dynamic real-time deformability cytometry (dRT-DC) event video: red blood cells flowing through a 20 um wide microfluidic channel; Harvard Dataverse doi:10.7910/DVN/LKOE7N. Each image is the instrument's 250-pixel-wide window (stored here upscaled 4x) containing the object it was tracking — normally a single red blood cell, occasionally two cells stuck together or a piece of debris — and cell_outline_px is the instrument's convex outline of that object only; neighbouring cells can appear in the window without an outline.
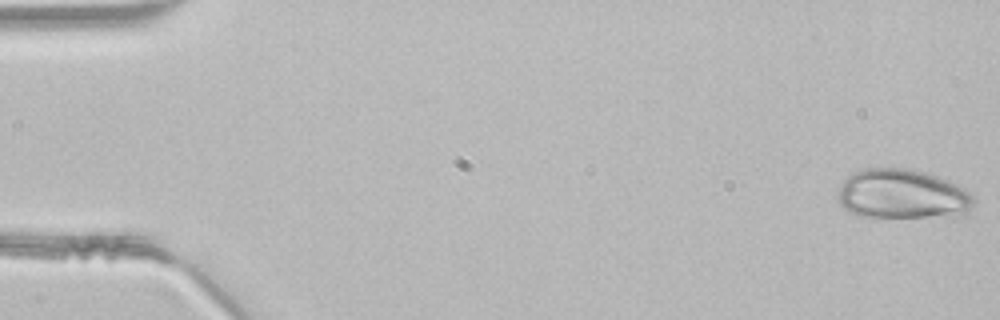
{"species": "common noctule bat (a hibernating species)", "species_latin": "Nyctalus noctula", "temperature_condition": "room temperature", "stored_images_in_passage": 47, "camera_frame_rate_fps": 3000, "um_per_image_px": 0.085, "animal": {"sex": "male", "body_mass_g": 21.5, "forearm_length_mm": 52.0}, "frame": {"image": 1, "passage_image": 1, "time_ms": 0.0, "image_size_px": [1000, 320], "cell_outline_px": [[976, 200], [968, 212], [964, 216], [860, 216], [848, 212], [840, 204], [840, 188], [844, 180], [848, 176], [864, 168], [908, 168], [924, 172], [948, 180], [964, 188]], "centroid_in_image_um": [76.74, 16.5], "position_along_channel_um": 8.3, "area_um2": 38.96}}
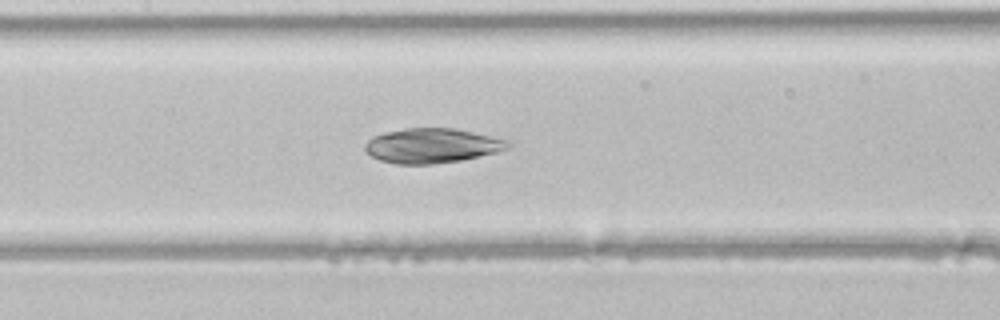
{"frame": {"image": 2, "passage_image": 22, "time_ms": 7.0, "image_size_px": [1000, 320], "cell_outline_px": [[512, 144], [508, 148], [496, 152], [460, 160], [432, 164], [396, 164], [380, 160], [364, 152], [364, 144], [372, 136], [384, 132], [404, 128], [452, 128], [472, 132], [508, 140]], "centroid_in_image_um": [36.66, 12.38], "position_along_channel_um": 170.7, "area_um2": 28.84}}
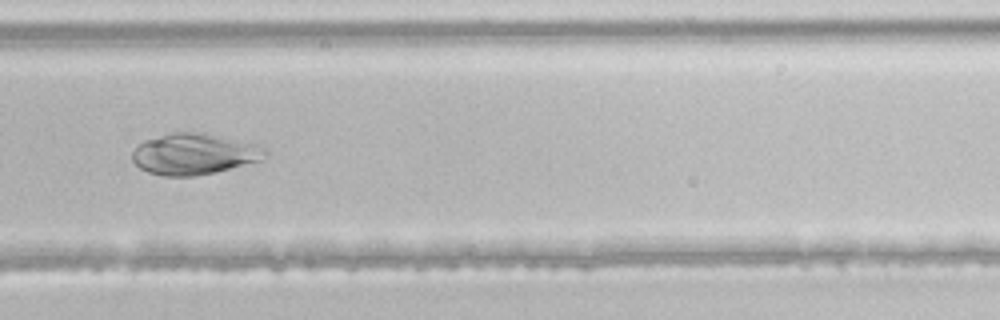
{"frame": {"image": 3, "passage_image": 32, "time_ms": 10.333, "image_size_px": [1000, 320], "cell_outline_px": [[268, 156], [260, 160], [216, 172], [192, 176], [164, 176], [148, 172], [140, 168], [132, 160], [132, 152], [136, 144], [144, 140], [172, 132], [204, 132], [256, 144], [268, 148]], "centroid_in_image_um": [16.5, 13.08], "position_along_channel_um": 313.3, "area_um2": 32.08}}